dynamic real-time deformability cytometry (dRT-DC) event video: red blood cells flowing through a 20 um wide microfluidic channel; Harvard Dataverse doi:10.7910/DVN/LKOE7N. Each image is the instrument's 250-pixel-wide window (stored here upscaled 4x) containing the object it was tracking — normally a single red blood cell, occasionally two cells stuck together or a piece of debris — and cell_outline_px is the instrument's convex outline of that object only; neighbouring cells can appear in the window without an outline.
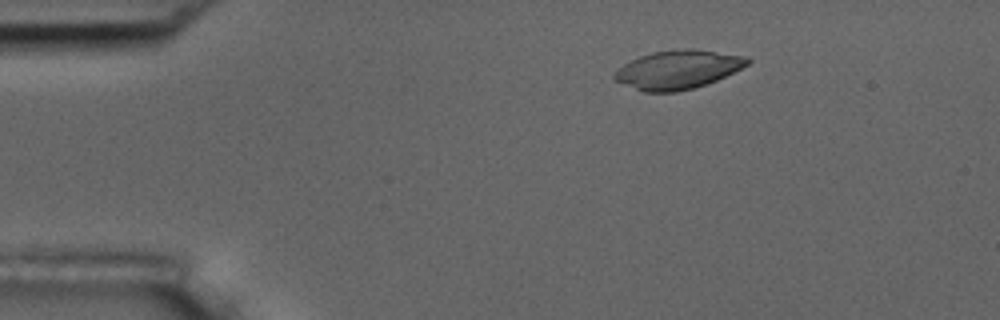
{"species": "common noctule bat (a hibernating species)", "species_latin": "Nyctalus noctula", "temperature_condition": "room temperature", "stored_images_in_passage": 6, "camera_frame_rate_fps": 3000, "um_per_image_px": 0.085, "animal": {"sex": "male", "body_mass_g": 17.5, "forearm_length_mm": 52.3}, "frame": {"image": 1, "passage_image": 6, "time_ms": 6.667, "image_size_px": [1000, 320], "cell_outline_px": [[752, 60], [748, 64], [716, 80], [692, 88], [676, 92], [644, 92], [612, 80], [612, 76], [624, 64], [640, 56], [652, 52], [676, 48], [692, 48], [748, 56]], "centroid_in_image_um": [57.61, 5.9], "position_along_channel_um": 27.4, "area_um2": 29.94}}